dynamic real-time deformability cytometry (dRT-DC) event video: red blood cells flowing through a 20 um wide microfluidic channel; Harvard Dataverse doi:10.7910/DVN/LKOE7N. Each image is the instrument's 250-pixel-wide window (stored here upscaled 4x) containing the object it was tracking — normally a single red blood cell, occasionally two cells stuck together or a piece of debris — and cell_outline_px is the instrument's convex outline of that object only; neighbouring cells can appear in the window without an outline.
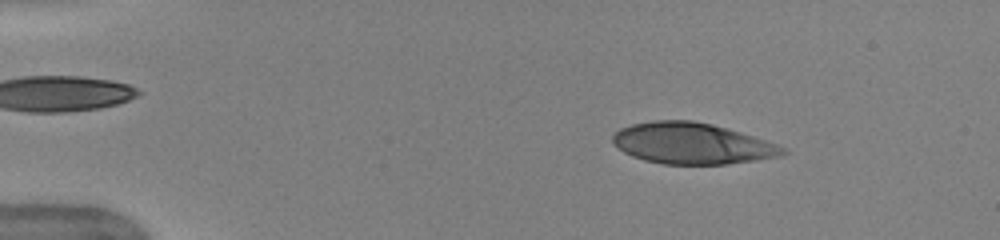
{"species": "human", "species_latin": "Homo sapiens", "temperature_condition": "warm", "stored_images_in_passage": 49, "camera_frame_rate_fps": 3000, "um_per_image_px": 0.085, "donor": {"sex": "female"}, "frame": {"image": 1, "passage_image": 7, "time_ms": 2.0, "image_size_px": [1000, 240], "cell_outline_px": [[788, 152], [780, 156], [724, 164], [664, 164], [644, 160], [632, 156], [624, 152], [612, 144], [612, 136], [620, 128], [632, 124], [652, 120], [692, 120], [712, 124], [728, 128], [788, 148]], "centroid_in_image_um": [58.79, 12.18], "position_along_channel_um": 26.2, "area_um2": 40.69}}
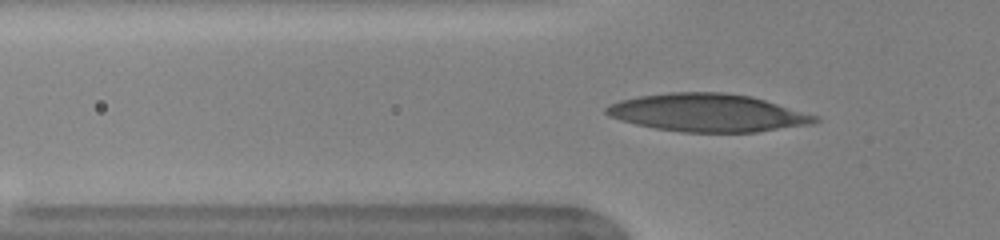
{"frame": {"image": 2, "passage_image": 16, "time_ms": 5.0, "image_size_px": [1000, 240], "cell_outline_px": [[820, 120], [812, 124], [756, 132], [680, 132], [656, 128], [636, 124], [620, 120], [608, 116], [604, 112], [604, 108], [608, 104], [620, 100], [640, 96], [668, 92], [724, 92], [752, 96], [820, 116]], "centroid_in_image_um": [60.16, 9.58], "position_along_channel_um": 65.6, "area_um2": 46.3}}
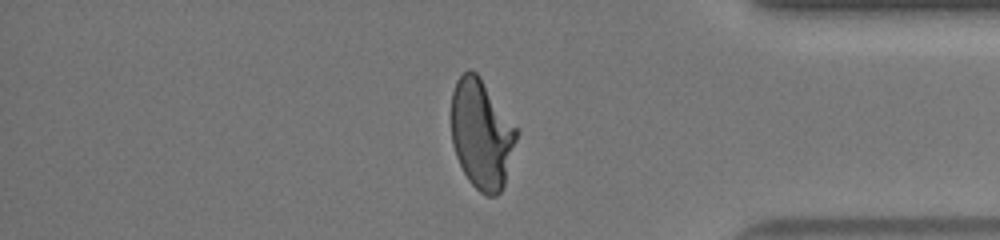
{"frame": {"image": 3, "passage_image": 42, "time_ms": 13.667, "image_size_px": [1000, 240], "cell_outline_px": [[516, 140], [504, 184], [500, 192], [496, 196], [488, 196], [480, 192], [468, 180], [456, 156], [452, 144], [452, 92], [456, 80], [468, 68], [476, 72], [480, 76], [516, 128]], "centroid_in_image_um": [40.9, 11.39], "position_along_channel_um": 394.3, "area_um2": 41.04}, "authors_computed_cell_mechanics": {"area_um2": 42.0206, "velocity_mm_per_s": 4.0099, "shape_relaxation_time_tau1_ms": 7.7526, "shape_relaxation_time_tau2_ms": 0.7472, "deformation_change_tau1": 0.297, "deformation_change_tau2": 0.0816}}